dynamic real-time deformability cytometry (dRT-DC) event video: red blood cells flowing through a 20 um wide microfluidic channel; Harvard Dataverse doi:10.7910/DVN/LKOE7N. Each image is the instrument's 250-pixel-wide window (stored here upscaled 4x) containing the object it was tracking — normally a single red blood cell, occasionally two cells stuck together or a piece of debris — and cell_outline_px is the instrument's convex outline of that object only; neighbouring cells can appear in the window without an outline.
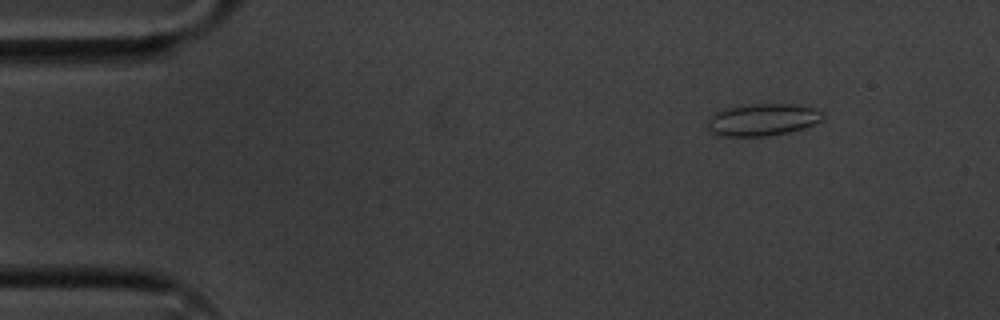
{"species": "common noctule bat (a hibernating species)", "species_latin": "Nyctalus noctula", "temperature_condition": "cold", "stored_images_in_passage": 6, "camera_frame_rate_fps": 3000, "um_per_image_px": 0.085, "animal": {"sex": "male", "body_mass_g": 20.1, "forearm_length_mm": 53.5}, "frame": {"image": 1, "passage_image": 2, "time_ms": 0.333, "image_size_px": [1000, 320], "cell_outline_px": [[824, 116], [820, 120], [804, 128], [788, 132], [768, 136], [716, 136], [708, 128], [708, 120], [716, 112], [724, 108], [752, 104], [792, 104], [812, 108], [824, 112]], "centroid_in_image_um": [64.8, 10.18], "position_along_channel_um": 20.2, "area_um2": 21.44}}
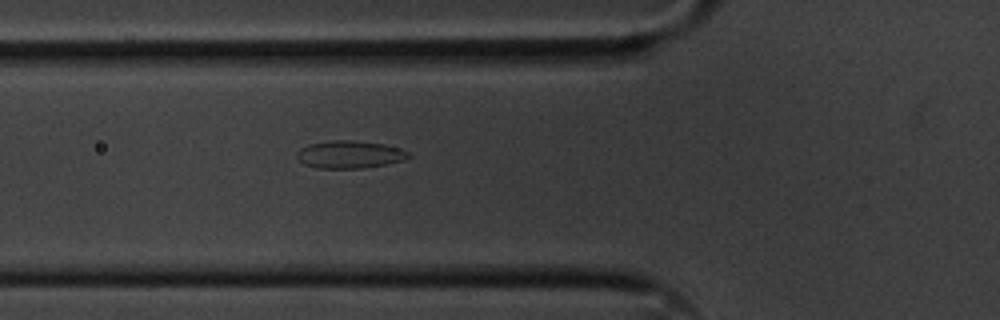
{"frame": {"image": 2, "passage_image": 6, "time_ms": 1.667, "image_size_px": [1000, 320], "cell_outline_px": [[412, 156], [404, 160], [388, 164], [364, 168], [316, 168], [304, 164], [296, 156], [296, 152], [300, 148], [308, 144], [332, 140], [352, 140], [384, 144], [408, 152]], "centroid_in_image_um": [29.7, 13.13], "position_along_channel_um": 96.1, "area_um2": 17.98}}